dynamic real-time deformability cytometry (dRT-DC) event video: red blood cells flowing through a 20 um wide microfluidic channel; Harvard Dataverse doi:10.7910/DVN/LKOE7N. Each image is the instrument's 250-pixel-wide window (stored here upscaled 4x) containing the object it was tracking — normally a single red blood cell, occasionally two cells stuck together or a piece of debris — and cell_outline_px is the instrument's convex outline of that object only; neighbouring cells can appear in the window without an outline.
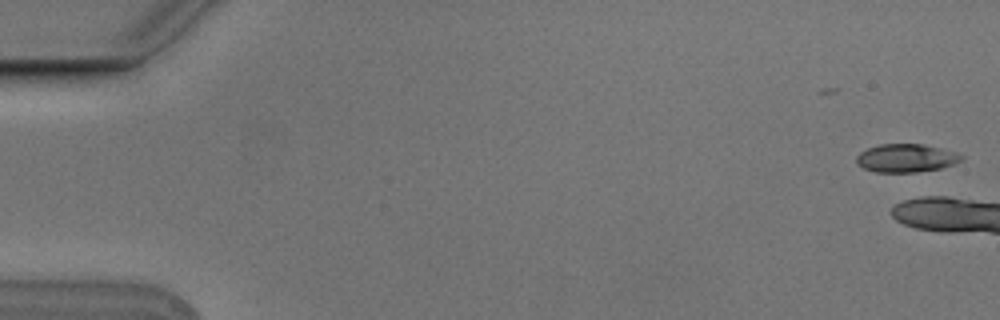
{"species": "Egyptian fruit bat (a non-hibernating species)", "species_latin": "Rousettus aegyptiacus", "temperature_condition": "cold", "stored_images_in_passage": 6, "camera_frame_rate_fps": 3000, "um_per_image_px": 0.085, "animal": {"sex": "male"}, "frame": {"image": 1, "passage_image": 1, "time_ms": 0.0, "image_size_px": [1000, 320], "cell_outline_px": [[964, 156], [956, 164], [940, 168], [916, 172], [876, 172], [864, 168], [856, 164], [856, 156], [860, 152], [868, 148], [880, 144], [924, 144], [956, 152]], "centroid_in_image_um": [77.01, 13.43], "position_along_channel_um": 8.0, "area_um2": 17.28}}